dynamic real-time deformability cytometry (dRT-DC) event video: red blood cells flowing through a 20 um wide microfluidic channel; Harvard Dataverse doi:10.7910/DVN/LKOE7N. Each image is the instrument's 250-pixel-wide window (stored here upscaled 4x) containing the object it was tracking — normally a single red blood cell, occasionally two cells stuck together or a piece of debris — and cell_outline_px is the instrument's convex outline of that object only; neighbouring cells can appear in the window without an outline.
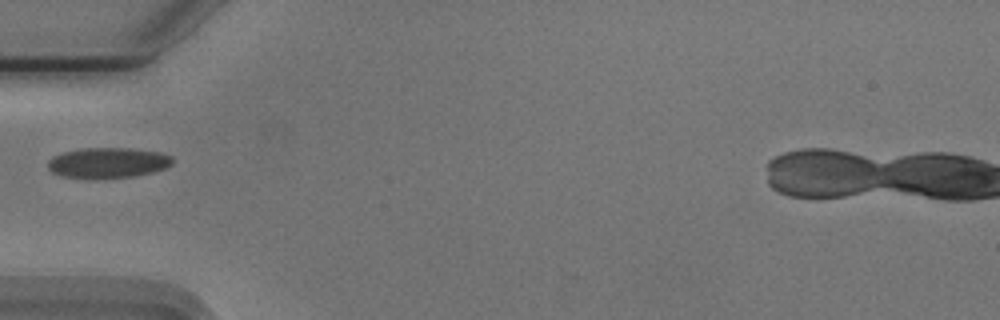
{"species": "Egyptian fruit bat (a non-hibernating species)", "species_latin": "Rousettus aegyptiacus", "temperature_condition": "cold", "stored_images_in_passage": 20, "camera_frame_rate_fps": 3000, "um_per_image_px": 0.085, "animal": {"sex": "male"}, "frame": {"image": 1, "passage_image": 1, "time_ms": 0.0, "image_size_px": [1000, 320], "cell_outline_px": [[172, 164], [168, 168], [152, 172], [132, 176], [64, 176], [52, 172], [48, 168], [48, 160], [52, 156], [64, 152], [80, 148], [132, 148], [160, 152], [172, 156]], "centroid_in_image_um": [9.21, 13.79], "position_along_channel_um": 75.8, "area_um2": 21.5}}